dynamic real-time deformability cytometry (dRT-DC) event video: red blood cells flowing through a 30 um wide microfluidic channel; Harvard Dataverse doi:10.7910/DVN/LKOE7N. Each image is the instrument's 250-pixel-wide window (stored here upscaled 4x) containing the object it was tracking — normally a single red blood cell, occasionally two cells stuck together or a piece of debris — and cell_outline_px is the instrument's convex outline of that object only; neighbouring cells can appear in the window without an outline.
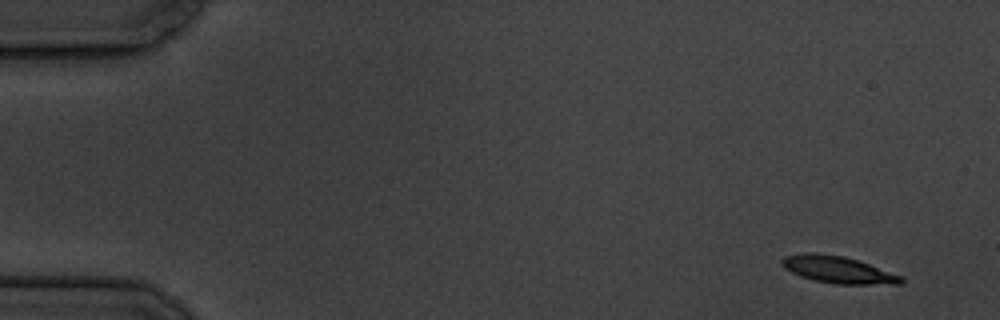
{"species": "common noctule bat (a hibernating species)", "species_latin": "Nyctalus noctula", "temperature_condition": "cold", "stored_images_in_passage": 12, "camera_frame_rate_fps": 3000, "um_per_image_px": 0.085, "animal": {"sex": "male", "body_mass_g": 19.5, "forearm_length_mm": 54.6}, "frame": {"image": 1, "passage_image": 1, "time_ms": 0.0, "image_size_px": [1000, 320], "cell_outline_px": [[904, 284], [836, 284], [812, 280], [800, 276], [784, 268], [780, 264], [780, 260], [784, 256], [804, 252], [816, 252], [844, 256], [904, 276]], "centroid_in_image_um": [71.21, 22.92], "position_along_channel_um": 13.8, "area_um2": 18.96}}
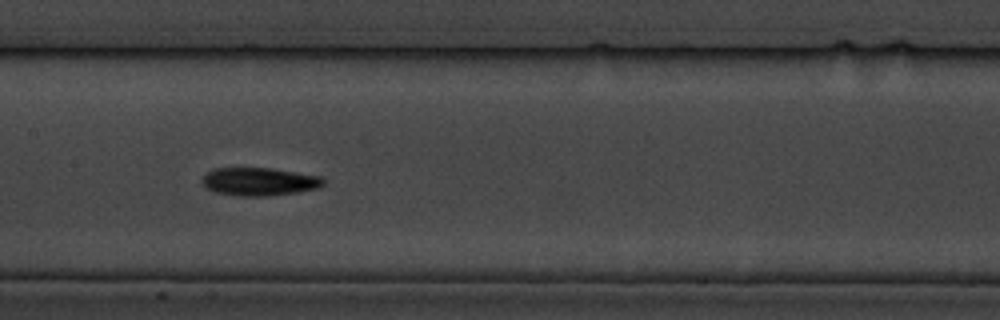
{"frame": {"image": 2, "passage_image": 8, "time_ms": 8.667, "image_size_px": [1000, 320], "cell_outline_px": [[324, 184], [320, 188], [296, 192], [264, 196], [240, 196], [216, 192], [208, 188], [200, 180], [212, 168], [272, 168], [320, 176], [324, 180]], "centroid_in_image_um": [22.05, 15.43], "position_along_channel_um": 185.4, "area_um2": 19.71}}
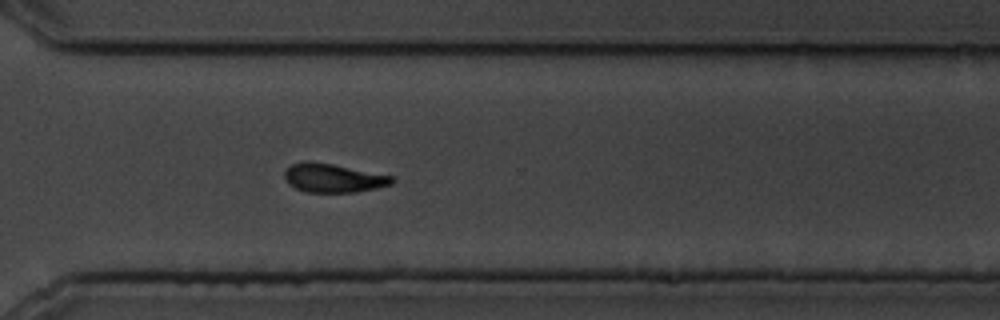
{"frame": {"image": 3, "passage_image": 12, "time_ms": 13.333, "image_size_px": [1000, 320], "cell_outline_px": [[396, 180], [392, 184], [376, 188], [356, 192], [304, 192], [288, 184], [284, 176], [284, 172], [292, 164], [304, 160], [308, 160], [332, 164], [392, 176]], "centroid_in_image_um": [28.3, 15.13], "position_along_channel_um": 342.3, "area_um2": 17.98}}